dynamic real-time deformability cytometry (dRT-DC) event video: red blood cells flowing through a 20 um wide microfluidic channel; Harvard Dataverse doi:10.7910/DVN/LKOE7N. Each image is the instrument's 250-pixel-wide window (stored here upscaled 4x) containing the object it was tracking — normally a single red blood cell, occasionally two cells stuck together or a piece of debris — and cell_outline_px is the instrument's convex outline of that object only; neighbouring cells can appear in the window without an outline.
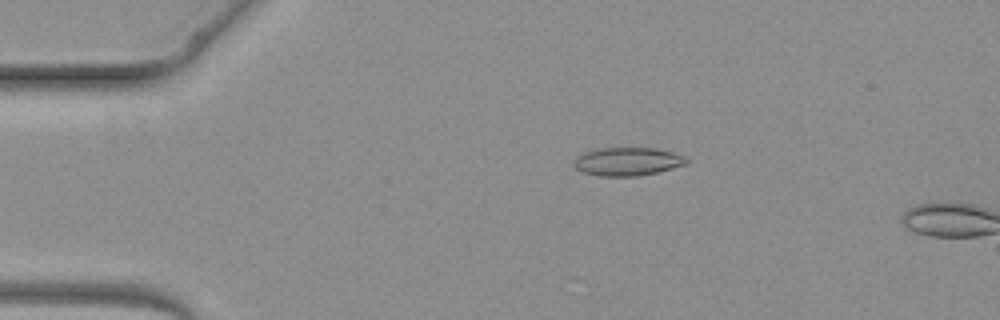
{"species": "common noctule bat (a hibernating species)", "species_latin": "Nyctalus noctula", "temperature_condition": "warm", "stored_images_in_passage": 4, "camera_frame_rate_fps": 3000, "um_per_image_px": 0.085, "animal": {"sex": "female", "body_mass_g": 19.3, "forearm_length_mm": 54.1}, "frame": {"image": 1, "passage_image": 3, "time_ms": 2.667, "image_size_px": [1000, 320], "cell_outline_px": [[688, 164], [656, 172], [636, 176], [600, 176], [584, 172], [576, 168], [572, 164], [576, 156], [584, 152], [596, 148], [656, 148], [672, 152], [684, 156], [688, 160]], "centroid_in_image_um": [53.32, 13.72], "position_along_channel_um": 31.7, "area_um2": 18.55}}